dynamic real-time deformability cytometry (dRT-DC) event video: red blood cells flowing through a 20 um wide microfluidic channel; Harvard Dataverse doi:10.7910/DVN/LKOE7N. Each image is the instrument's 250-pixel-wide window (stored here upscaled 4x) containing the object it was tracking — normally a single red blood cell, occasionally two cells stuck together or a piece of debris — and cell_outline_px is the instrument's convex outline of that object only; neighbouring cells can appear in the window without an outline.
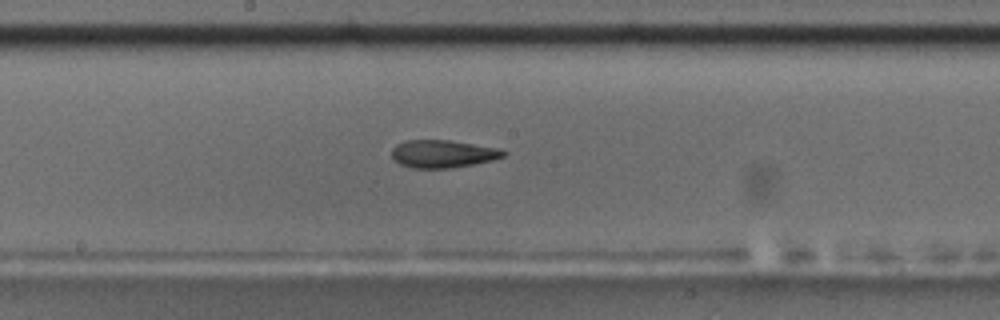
{"species": "common noctule bat (a hibernating species)", "species_latin": "Nyctalus noctula", "temperature_condition": "room temperature", "stored_images_in_passage": 39, "camera_frame_rate_fps": 3000, "um_per_image_px": 0.085, "animal": {"sex": "male", "body_mass_g": 17.5, "forearm_length_mm": 52.3}, "frame": {"image": 1, "passage_image": 17, "time_ms": 5.333, "image_size_px": [1000, 320], "cell_outline_px": [[508, 152], [504, 156], [492, 160], [472, 164], [448, 168], [412, 168], [400, 164], [392, 160], [392, 148], [396, 144], [404, 140], [448, 140], [500, 148]], "centroid_in_image_um": [37.61, 13.07], "position_along_channel_um": 210.6, "area_um2": 18.09}, "authors_computed_cell_mechanics": {"area_um2": 18.4382, "velocity_mm_per_s": 3.7385, "shape_relaxation_time_tau1_ms": null, "shape_relaxation_time_tau2_ms": 4.4069, "deformation_change_tau1": null, "deformation_change_tau2": 0.0987}}